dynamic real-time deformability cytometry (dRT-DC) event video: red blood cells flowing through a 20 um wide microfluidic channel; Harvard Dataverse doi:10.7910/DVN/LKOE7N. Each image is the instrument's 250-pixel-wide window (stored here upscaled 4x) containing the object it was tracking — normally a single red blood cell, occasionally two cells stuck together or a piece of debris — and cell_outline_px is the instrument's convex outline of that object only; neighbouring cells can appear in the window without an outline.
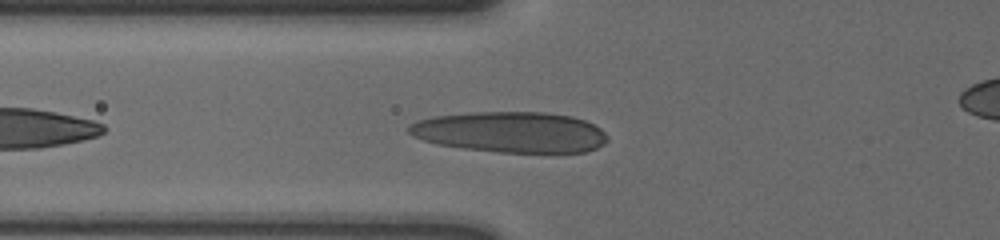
{"species": "human", "species_latin": "Homo sapiens", "temperature_condition": "cold", "stored_images_in_passage": 36, "camera_frame_rate_fps": 3000, "um_per_image_px": 0.085, "donor": {"sex": "male"}, "frame": {"image": 1, "passage_image": 3, "time_ms": 0.667, "image_size_px": [1000, 240], "cell_outline_px": [[608, 140], [604, 144], [596, 148], [584, 152], [496, 152], [464, 148], [436, 144], [412, 136], [408, 132], [408, 124], [416, 120], [436, 116], [472, 112], [544, 112], [572, 116], [584, 120], [600, 128], [608, 136]], "centroid_in_image_um": [43.38, 11.23], "position_along_channel_um": 82.4, "area_um2": 47.28}}
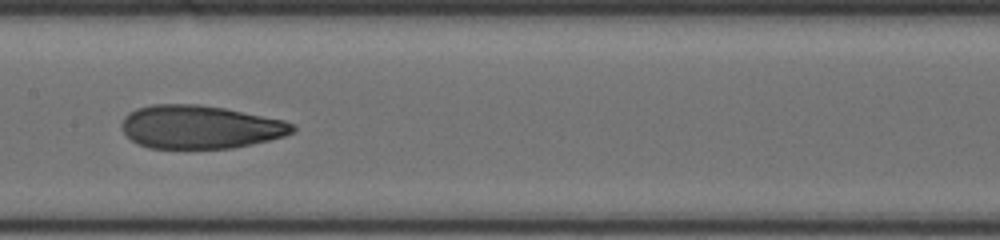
{"frame": {"image": 2, "passage_image": 12, "time_ms": 3.667, "image_size_px": [1000, 240], "cell_outline_px": [[296, 128], [292, 132], [284, 136], [252, 144], [232, 148], [148, 148], [136, 144], [120, 128], [120, 124], [124, 116], [128, 112], [136, 108], [152, 104], [200, 104], [224, 108], [284, 120], [292, 124]], "centroid_in_image_um": [16.95, 10.79], "position_along_channel_um": 190.5, "area_um2": 43.23}}
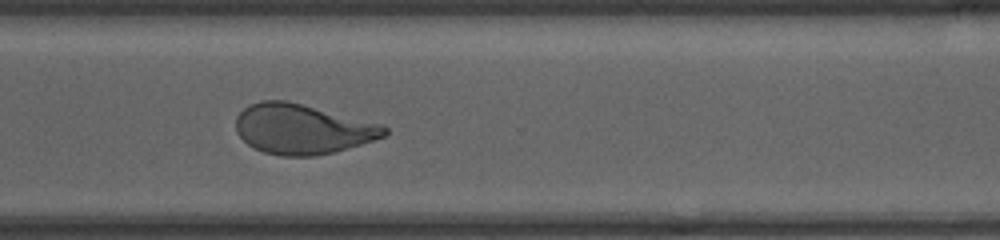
{"frame": {"image": 3, "passage_image": 25, "time_ms": 8.0, "image_size_px": [1000, 240], "cell_outline_px": [[388, 132], [384, 136], [360, 144], [332, 152], [312, 156], [280, 156], [264, 152], [248, 144], [236, 132], [236, 116], [244, 108], [260, 100], [284, 100], [380, 124], [388, 128]], "centroid_in_image_um": [25.65, 10.97], "position_along_channel_um": 344.9, "area_um2": 42.48}}